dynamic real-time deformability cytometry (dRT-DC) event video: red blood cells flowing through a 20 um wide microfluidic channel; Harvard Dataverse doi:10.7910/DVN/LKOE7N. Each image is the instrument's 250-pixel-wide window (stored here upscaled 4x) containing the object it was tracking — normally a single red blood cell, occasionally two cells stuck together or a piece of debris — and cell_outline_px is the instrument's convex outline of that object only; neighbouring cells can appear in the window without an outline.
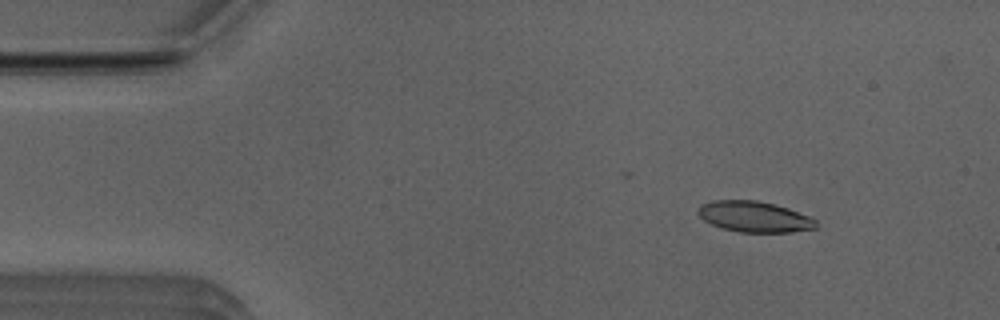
{"species": "Egyptian fruit bat (a non-hibernating species)", "species_latin": "Rousettus aegyptiacus", "temperature_condition": "room temperature", "stored_images_in_passage": 50, "camera_frame_rate_fps": 3000, "um_per_image_px": 0.085, "animal": {"sex": "male"}, "frame": {"image": 1, "passage_image": 7, "time_ms": 2.0, "image_size_px": [1000, 320], "cell_outline_px": [[816, 228], [792, 232], [740, 232], [720, 228], [704, 220], [696, 212], [704, 204], [712, 200], [756, 200], [788, 208], [808, 216], [816, 220]], "centroid_in_image_um": [64.11, 18.43], "position_along_channel_um": 20.9, "area_um2": 20.98}}
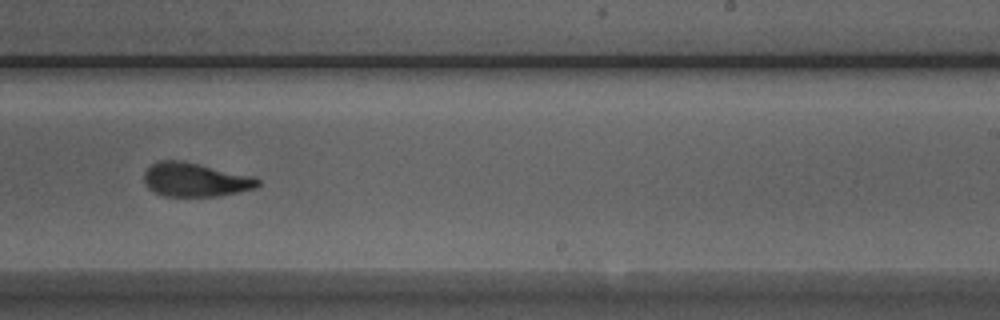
{"frame": {"image": 2, "passage_image": 32, "time_ms": 10.333, "image_size_px": [1000, 320], "cell_outline_px": [[260, 184], [256, 188], [216, 196], [164, 196], [148, 188], [144, 180], [144, 172], [152, 164], [160, 160], [184, 160], [256, 176], [260, 180]], "centroid_in_image_um": [16.63, 15.25], "position_along_channel_um": 272.4, "area_um2": 22.66}}
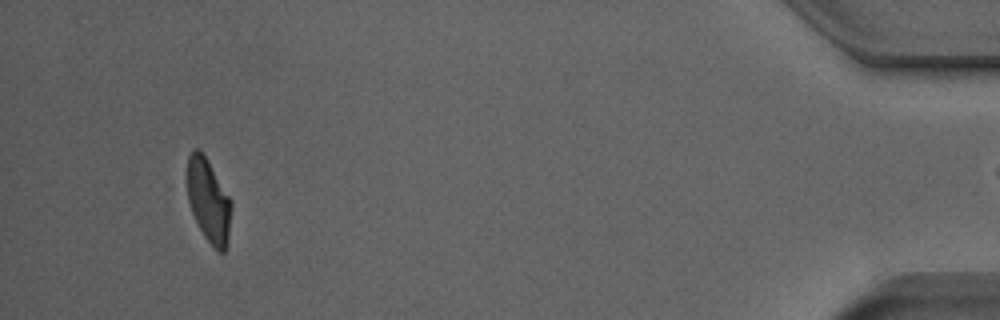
{"frame": {"image": 3, "passage_image": 49, "time_ms": 16.0, "image_size_px": [1000, 320], "cell_outline_px": [[232, 208], [228, 244], [224, 252], [220, 252], [212, 248], [204, 236], [192, 212], [188, 200], [184, 176], [184, 172], [188, 156], [192, 148], [200, 148], [208, 160], [232, 200]], "centroid_in_image_um": [17.7, 17.0], "position_along_channel_um": 417.5, "area_um2": 22.43}}